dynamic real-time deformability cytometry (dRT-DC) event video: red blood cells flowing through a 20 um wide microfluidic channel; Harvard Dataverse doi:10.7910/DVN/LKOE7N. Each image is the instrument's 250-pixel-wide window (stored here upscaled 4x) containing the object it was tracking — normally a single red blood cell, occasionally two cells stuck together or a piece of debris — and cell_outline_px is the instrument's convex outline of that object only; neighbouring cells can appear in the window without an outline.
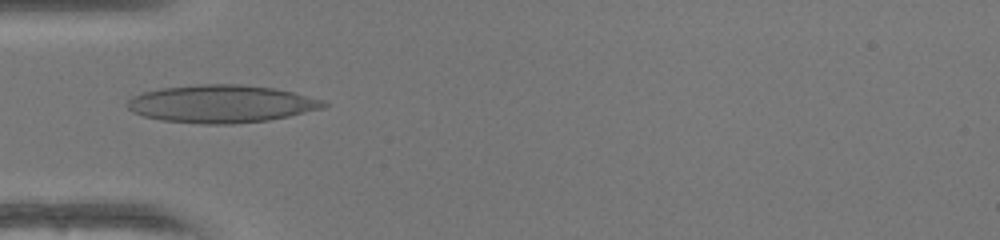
{"species": "human", "species_latin": "Homo sapiens", "temperature_condition": "warm", "stored_images_in_passage": 49, "camera_frame_rate_fps": 3000, "um_per_image_px": 0.085, "donor": {"sex": "female"}, "frame": {"image": 1, "passage_image": 16, "time_ms": 5.0, "image_size_px": [1000, 240], "cell_outline_px": [[328, 104], [324, 108], [288, 116], [268, 120], [232, 124], [204, 124], [160, 120], [144, 116], [132, 112], [128, 108], [128, 100], [132, 96], [140, 92], [160, 88], [200, 84], [240, 84], [272, 88], [292, 92], [324, 100]], "centroid_in_image_um": [18.78, 8.82], "position_along_channel_um": 66.2, "area_um2": 43.12}}
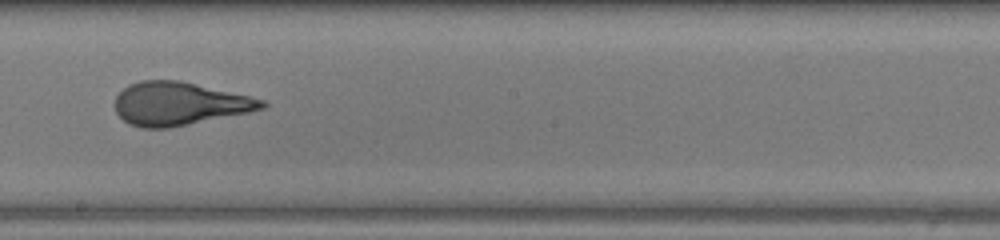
{"frame": {"image": 2, "passage_image": 28, "time_ms": 9.0, "image_size_px": [1000, 240], "cell_outline_px": [[268, 104], [264, 108], [248, 112], [168, 128], [140, 128], [128, 124], [116, 112], [116, 96], [128, 84], [140, 80], [180, 80], [248, 96], [264, 100]], "centroid_in_image_um": [15.2, 8.81], "position_along_channel_um": 233.0, "area_um2": 36.65}}
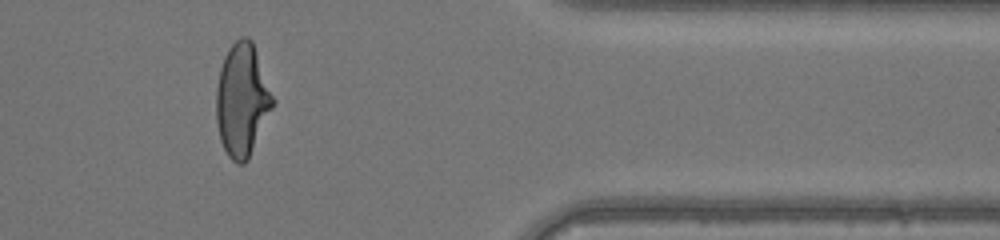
{"frame": {"image": 3, "passage_image": 41, "time_ms": 13.333, "image_size_px": [1000, 240], "cell_outline_px": [[276, 104], [248, 160], [244, 164], [236, 164], [228, 156], [220, 140], [216, 124], [216, 88], [220, 68], [224, 56], [228, 48], [240, 36], [248, 36], [252, 40], [276, 100]], "centroid_in_image_um": [20.6, 8.51], "position_along_channel_um": 390.8, "area_um2": 37.97}, "authors_computed_cell_mechanics": {"area_um2": 37.9746, "velocity_mm_per_s": 4.1861, "shape_relaxation_time_tau1_ms": 9.5255, "shape_relaxation_time_tau2_ms": null, "deformation_change_tau1": 0.3715, "deformation_change_tau2": null}}